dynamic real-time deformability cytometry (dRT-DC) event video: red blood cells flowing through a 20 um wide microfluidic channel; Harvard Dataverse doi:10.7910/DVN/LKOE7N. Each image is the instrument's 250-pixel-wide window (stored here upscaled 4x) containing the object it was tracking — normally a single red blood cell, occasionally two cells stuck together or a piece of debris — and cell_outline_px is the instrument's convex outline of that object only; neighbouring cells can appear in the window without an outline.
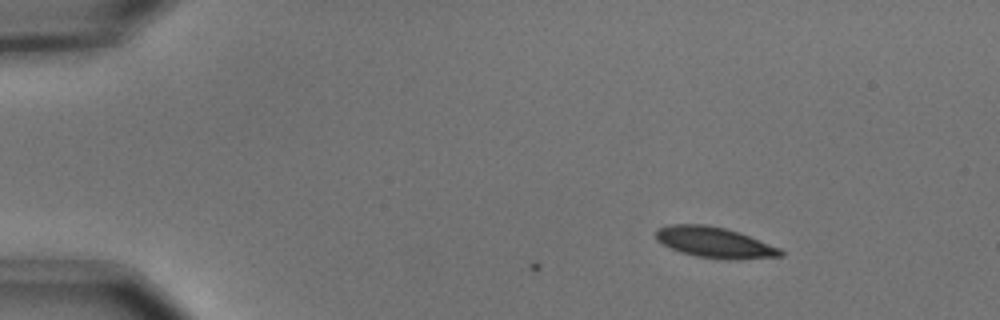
{"species": "common noctule bat (a hibernating species)", "species_latin": "Nyctalus noctula", "temperature_condition": "cold", "stored_images_in_passage": 2, "camera_frame_rate_fps": 3000, "um_per_image_px": 0.085, "animal": {"sex": "male", "body_mass_g": 15.6}, "frame": {"image": 1, "passage_image": 2, "time_ms": 0.333, "image_size_px": [1000, 320], "cell_outline_px": [[784, 256], [736, 260], [696, 256], [680, 252], [656, 240], [656, 228], [672, 224], [704, 224], [724, 228], [748, 236], [780, 248], [784, 252]], "centroid_in_image_um": [60.73, 20.61], "position_along_channel_um": 24.3, "area_um2": 22.08}}